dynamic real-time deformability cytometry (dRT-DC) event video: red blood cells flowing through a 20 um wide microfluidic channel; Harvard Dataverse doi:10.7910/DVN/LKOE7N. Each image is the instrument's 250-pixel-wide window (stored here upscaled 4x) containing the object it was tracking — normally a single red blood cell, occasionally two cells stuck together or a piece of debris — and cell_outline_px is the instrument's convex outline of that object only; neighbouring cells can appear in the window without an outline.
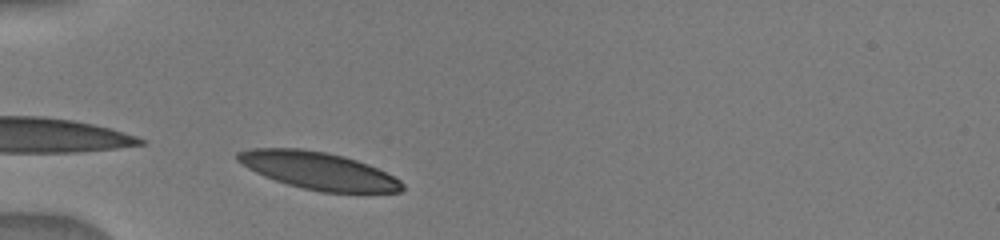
{"species": "human", "species_latin": "Homo sapiens", "temperature_condition": "warm", "stored_images_in_passage": 19, "camera_frame_rate_fps": 3000, "um_per_image_px": 0.085, "donor": {"sex": "male"}, "frame": {"image": 1, "passage_image": 1, "time_ms": 0.0, "image_size_px": [1000, 240], "cell_outline_px": [[404, 188], [400, 192], [320, 192], [288, 184], [264, 176], [248, 168], [236, 160], [236, 152], [252, 148], [300, 148], [324, 152], [344, 156], [368, 164], [400, 180], [404, 184]], "centroid_in_image_um": [27.04, 14.5], "position_along_channel_um": 58.0, "area_um2": 35.55}}
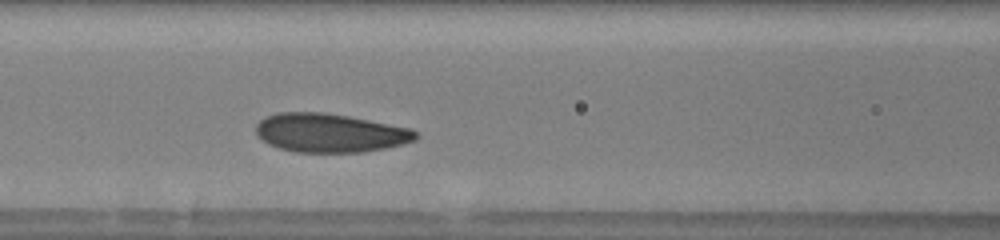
{"frame": {"image": 2, "passage_image": 8, "time_ms": 2.333, "image_size_px": [1000, 240], "cell_outline_px": [[420, 136], [416, 140], [384, 148], [364, 152], [292, 152], [268, 144], [256, 136], [256, 124], [264, 116], [276, 112], [324, 112], [348, 116], [412, 128]], "centroid_in_image_um": [28.01, 11.29], "position_along_channel_um": 138.6, "area_um2": 36.36}}
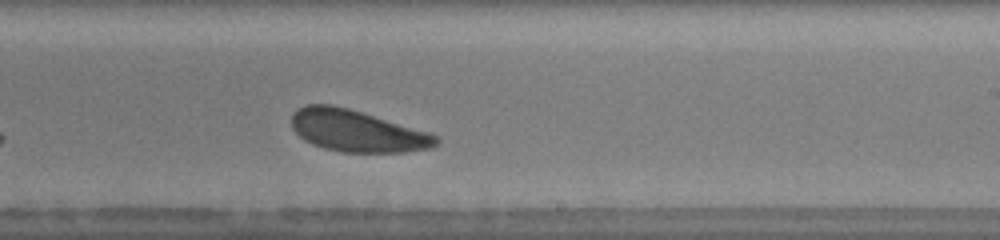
{"frame": {"image": 3, "passage_image": 16, "time_ms": 5.333, "image_size_px": [1000, 240], "cell_outline_px": [[440, 144], [432, 148], [404, 152], [340, 152], [324, 148], [312, 144], [304, 140], [292, 128], [292, 112], [296, 108], [308, 104], [332, 104], [348, 108], [432, 132], [440, 140]], "centroid_in_image_um": [30.37, 11.12], "position_along_channel_um": 258.6, "area_um2": 35.55}}